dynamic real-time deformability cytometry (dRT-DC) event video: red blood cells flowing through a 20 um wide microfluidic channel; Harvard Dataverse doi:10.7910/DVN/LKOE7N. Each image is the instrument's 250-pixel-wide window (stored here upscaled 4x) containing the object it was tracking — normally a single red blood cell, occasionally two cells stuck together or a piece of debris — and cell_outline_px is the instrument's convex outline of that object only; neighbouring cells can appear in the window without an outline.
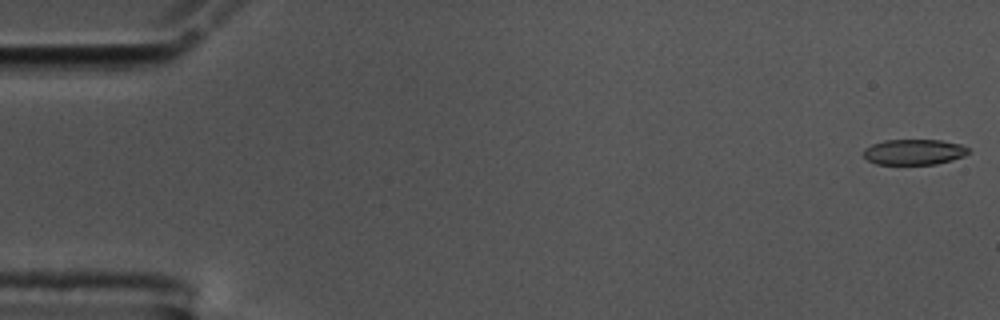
{"species": "common noctule bat (a hibernating species)", "species_latin": "Nyctalus noctula", "temperature_condition": "cold", "stored_images_in_passage": 56, "camera_frame_rate_fps": 3000, "um_per_image_px": 0.085, "animal": {"sex": "male", "body_mass_g": 17.5, "forearm_length_mm": 52.3}, "frame": {"image": 1, "passage_image": 1, "time_ms": 0.0, "image_size_px": [1000, 320], "cell_outline_px": [[968, 152], [964, 156], [952, 160], [936, 164], [876, 164], [868, 160], [864, 156], [864, 148], [872, 144], [884, 140], [940, 140], [960, 144], [968, 148]], "centroid_in_image_um": [77.68, 12.92], "position_along_channel_um": 7.3, "area_um2": 15.55}}
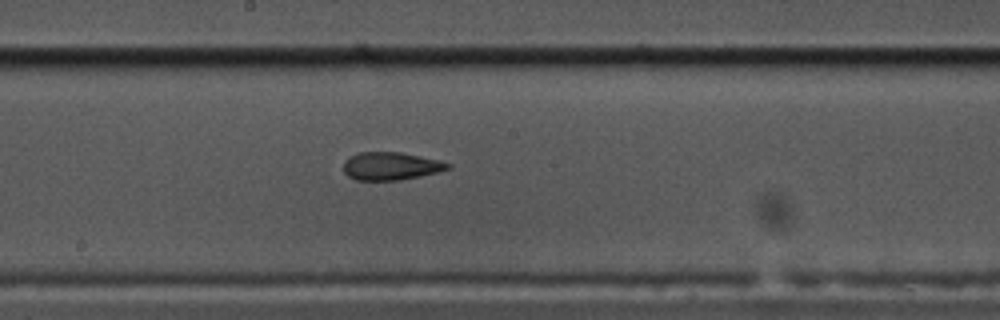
{"frame": {"image": 2, "passage_image": 30, "time_ms": 9.667, "image_size_px": [1000, 320], "cell_outline_px": [[452, 168], [420, 176], [400, 180], [356, 180], [348, 176], [344, 172], [344, 160], [360, 152], [400, 152], [420, 156], [452, 164]], "centroid_in_image_um": [33.21, 14.12], "position_along_channel_um": 215.0, "area_um2": 16.82}}
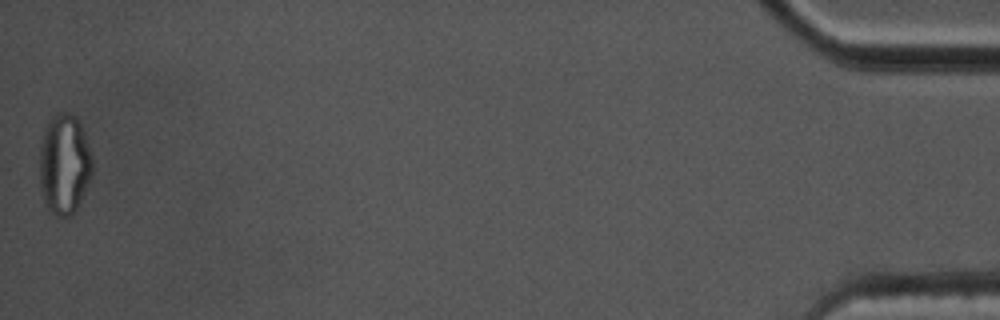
{"frame": {"image": 3, "passage_image": 56, "time_ms": 18.333, "image_size_px": [1000, 320], "cell_outline_px": [[92, 172], [80, 200], [72, 216], [56, 216], [44, 204], [40, 188], [40, 144], [48, 120], [56, 112], [68, 112], [76, 116], [84, 132], [92, 156]], "centroid_in_image_um": [5.45, 13.93], "position_along_channel_um": 429.8, "area_um2": 30.87}, "authors_computed_cell_mechanics": {"area_um2": 17.4267, "velocity_mm_per_s": 3.5832, "shape_relaxation_time_tau1_ms": null, "shape_relaxation_time_tau2_ms": 2.1244, "deformation_change_tau1": null, "deformation_change_tau2": 0.0959}}